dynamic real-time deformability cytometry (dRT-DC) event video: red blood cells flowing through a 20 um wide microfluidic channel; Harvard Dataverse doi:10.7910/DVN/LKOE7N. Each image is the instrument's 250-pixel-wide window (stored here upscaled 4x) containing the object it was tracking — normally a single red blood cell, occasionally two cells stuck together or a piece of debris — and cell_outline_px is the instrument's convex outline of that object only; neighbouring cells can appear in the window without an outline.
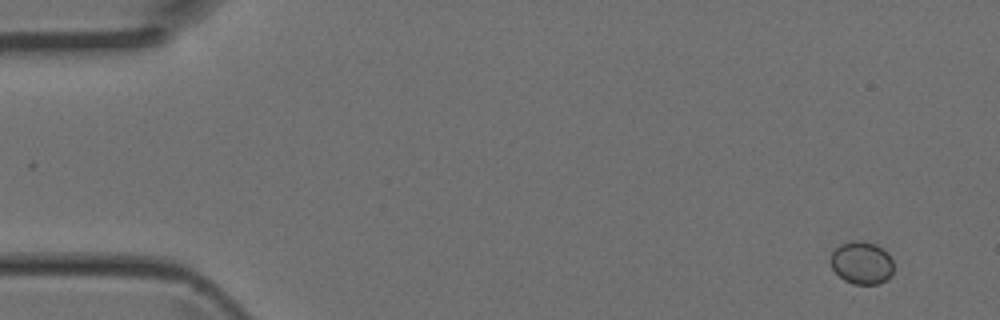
{"species": "Egyptian fruit bat (a non-hibernating species)", "species_latin": "Rousettus aegyptiacus", "temperature_condition": "room temperature", "stored_images_in_passage": 3, "camera_frame_rate_fps": 3000, "um_per_image_px": 0.085, "animal": {"sex": "female"}, "frame": {"image": 1, "passage_image": 1, "time_ms": 0.0, "image_size_px": [1000, 320], "cell_outline_px": [[892, 272], [884, 280], [876, 284], [852, 284], [844, 280], [832, 268], [832, 252], [840, 244], [852, 240], [864, 240], [876, 244], [888, 252], [892, 260]], "centroid_in_image_um": [73.24, 22.31], "position_along_channel_um": 11.8, "area_um2": 15.55}}
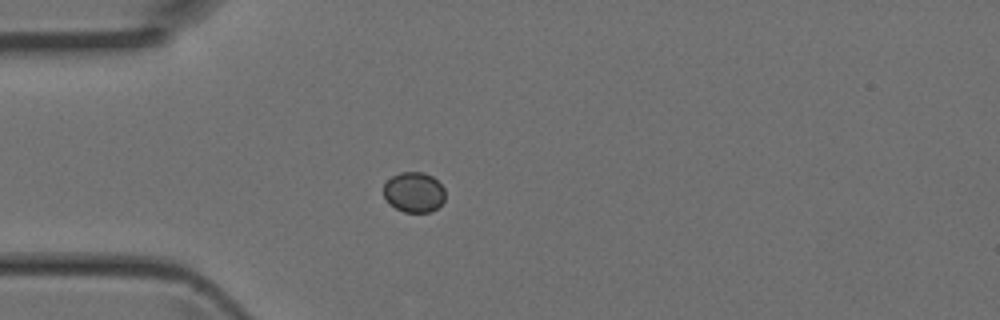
{"frame": {"image": 2, "passage_image": 3, "time_ms": 0.667, "image_size_px": [1000, 320], "cell_outline_px": [[444, 200], [432, 212], [404, 212], [388, 204], [384, 196], [384, 184], [392, 176], [400, 172], [424, 172], [432, 176], [444, 188]], "centroid_in_image_um": [35.17, 16.34], "position_along_channel_um": 49.8, "area_um2": 14.45}}